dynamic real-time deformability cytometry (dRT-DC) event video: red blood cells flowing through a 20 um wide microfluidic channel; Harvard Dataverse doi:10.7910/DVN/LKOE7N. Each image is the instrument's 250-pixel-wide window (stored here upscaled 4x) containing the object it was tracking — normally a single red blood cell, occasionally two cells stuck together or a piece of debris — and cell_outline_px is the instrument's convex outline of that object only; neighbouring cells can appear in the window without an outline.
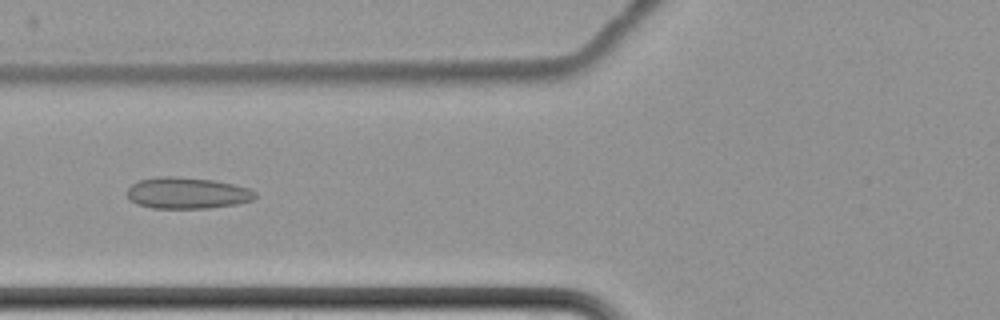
{"species": "common noctule bat (a hibernating species)", "species_latin": "Nyctalus noctula", "temperature_condition": "cold", "stored_images_in_passage": 10, "camera_frame_rate_fps": 3000, "um_per_image_px": 0.085, "animal": {"sex": "female", "body_mass_g": 22.7, "forearm_length_mm": 54.2}, "frame": {"image": 1, "passage_image": 7, "time_ms": 7.333, "image_size_px": [1000, 320], "cell_outline_px": [[256, 196], [252, 200], [236, 204], [208, 208], [152, 208], [136, 204], [128, 200], [128, 188], [132, 184], [140, 180], [156, 176], [172, 176], [212, 180], [236, 184], [248, 188], [256, 192]], "centroid_in_image_um": [15.89, 16.41], "position_along_channel_um": 109.9, "area_um2": 23.47}}
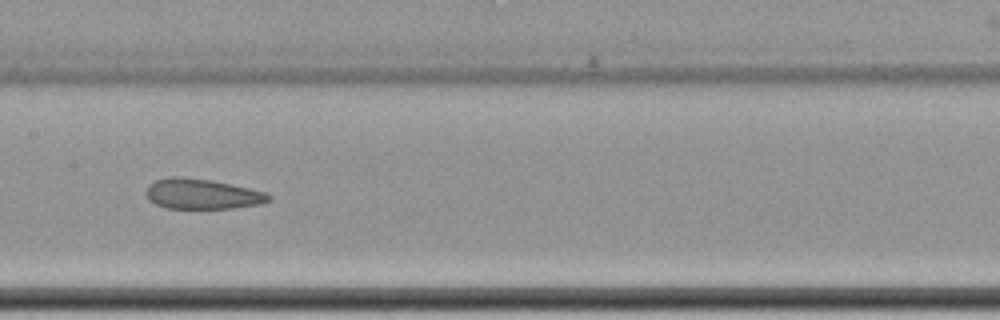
{"frame": {"image": 2, "passage_image": 9, "time_ms": 9.667, "image_size_px": [1000, 320], "cell_outline_px": [[272, 200], [264, 204], [232, 208], [168, 208], [156, 204], [148, 200], [144, 192], [148, 184], [156, 180], [172, 176], [184, 176], [212, 180], [248, 188], [264, 192], [272, 196]], "centroid_in_image_um": [17.17, 16.48], "position_along_channel_um": 190.2, "area_um2": 21.85}}
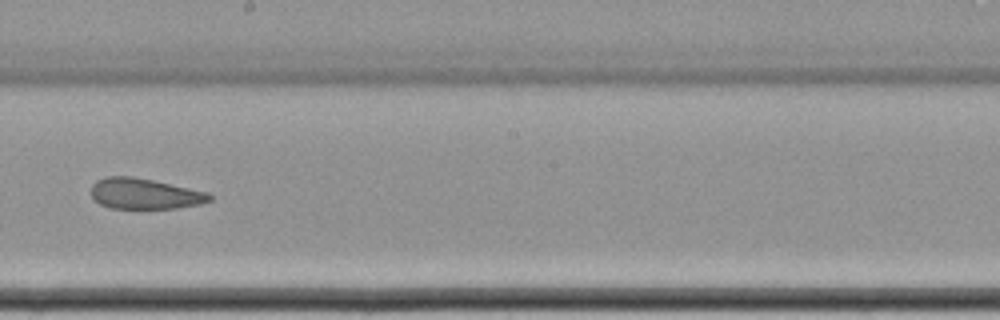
{"frame": {"image": 3, "passage_image": 10, "time_ms": 11.0, "image_size_px": [1000, 320], "cell_outline_px": [[212, 200], [200, 204], [176, 208], [108, 208], [100, 204], [92, 196], [92, 184], [96, 180], [104, 176], [132, 176], [152, 180], [208, 192], [212, 196]], "centroid_in_image_um": [12.28, 16.46], "position_along_channel_um": 235.9, "area_um2": 21.15}}